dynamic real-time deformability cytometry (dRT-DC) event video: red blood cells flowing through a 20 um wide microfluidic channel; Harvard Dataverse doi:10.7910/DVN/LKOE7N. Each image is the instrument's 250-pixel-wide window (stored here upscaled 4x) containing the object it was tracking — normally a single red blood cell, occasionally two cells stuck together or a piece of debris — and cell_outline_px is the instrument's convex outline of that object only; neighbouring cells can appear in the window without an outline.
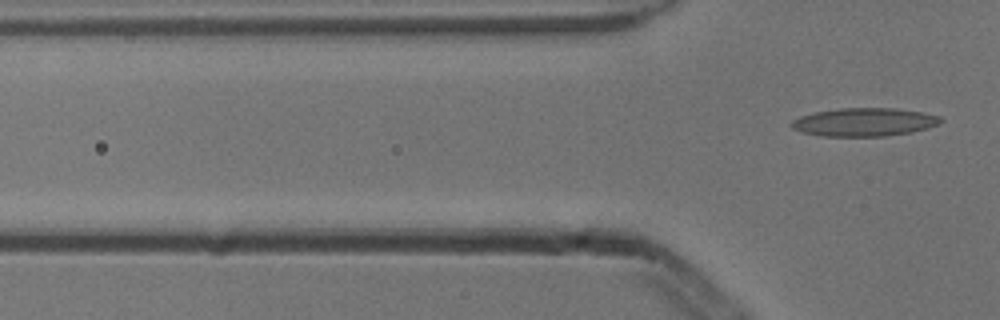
{"species": "common noctule bat (a hibernating species)", "species_latin": "Nyctalus noctula", "temperature_condition": "cold", "stored_images_in_passage": 4, "segment_of_instrument_passage": [2, 2], "camera_frame_rate_fps": 3000, "um_per_image_px": 0.085, "animal": {"sex": "male", "body_mass_g": 13.3}, "frame": {"image": 1, "passage_image": 4, "time_ms": 1.0, "image_size_px": [1000, 320], "cell_outline_px": [[944, 120], [928, 128], [912, 132], [884, 136], [820, 136], [804, 132], [792, 128], [788, 124], [792, 120], [800, 116], [816, 112], [840, 108], [896, 108], [924, 112], [940, 116]], "centroid_in_image_um": [73.47, 10.37], "position_along_channel_um": 52.3, "area_um2": 24.62}}